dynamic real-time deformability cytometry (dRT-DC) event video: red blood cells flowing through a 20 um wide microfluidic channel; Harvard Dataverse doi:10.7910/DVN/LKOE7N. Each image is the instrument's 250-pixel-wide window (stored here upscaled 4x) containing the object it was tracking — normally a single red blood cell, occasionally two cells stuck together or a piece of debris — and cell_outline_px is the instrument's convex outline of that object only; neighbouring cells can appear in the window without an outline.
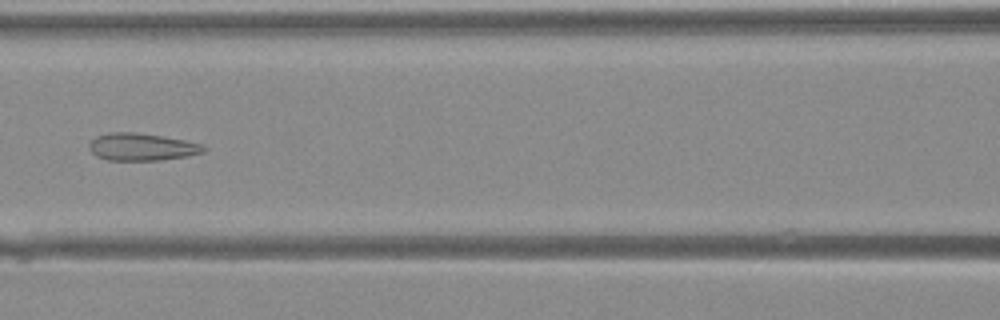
{"species": "Egyptian fruit bat (a non-hibernating species)", "species_latin": "Rousettus aegyptiacus", "temperature_condition": "warm", "stored_images_in_passage": 37, "camera_frame_rate_fps": 3000, "um_per_image_px": 0.085, "animal": {"sex": "female"}, "frame": {"image": 1, "passage_image": 15, "time_ms": 4.667, "image_size_px": [1000, 320], "cell_outline_px": [[208, 148], [204, 152], [184, 156], [160, 160], [108, 160], [96, 156], [88, 148], [88, 144], [96, 136], [108, 132], [136, 132], [184, 140], [204, 144]], "centroid_in_image_um": [12.04, 12.48], "position_along_channel_um": 154.6, "area_um2": 18.26}}
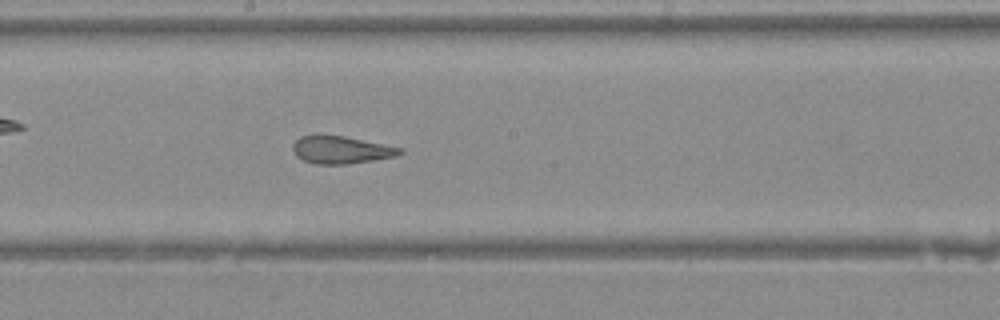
{"frame": {"image": 2, "passage_image": 19, "time_ms": 6.0, "image_size_px": [1000, 320], "cell_outline_px": [[404, 152], [396, 156], [348, 164], [316, 164], [304, 160], [296, 156], [292, 148], [292, 144], [300, 136], [344, 136], [404, 148]], "centroid_in_image_um": [29.01, 12.75], "position_along_channel_um": 219.2, "area_um2": 16.99}}
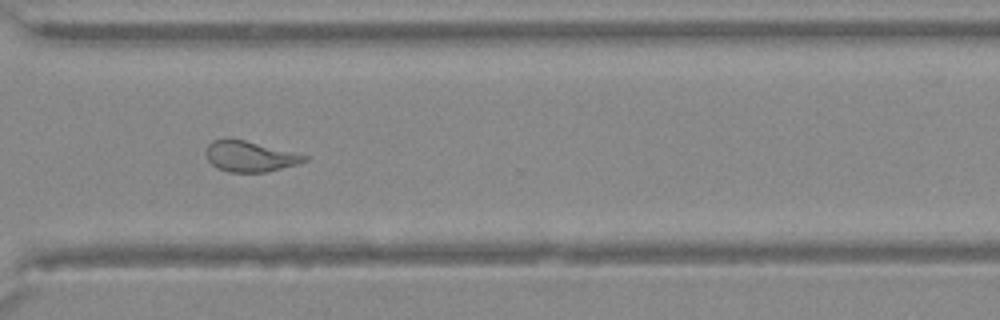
{"frame": {"image": 3, "passage_image": 27, "time_ms": 8.667, "image_size_px": [1000, 320], "cell_outline_px": [[308, 160], [300, 164], [268, 172], [228, 172], [216, 168], [208, 160], [204, 152], [208, 144], [212, 140], [244, 140], [308, 156]], "centroid_in_image_um": [21.24, 13.32], "position_along_channel_um": 349.4, "area_um2": 17.46}}